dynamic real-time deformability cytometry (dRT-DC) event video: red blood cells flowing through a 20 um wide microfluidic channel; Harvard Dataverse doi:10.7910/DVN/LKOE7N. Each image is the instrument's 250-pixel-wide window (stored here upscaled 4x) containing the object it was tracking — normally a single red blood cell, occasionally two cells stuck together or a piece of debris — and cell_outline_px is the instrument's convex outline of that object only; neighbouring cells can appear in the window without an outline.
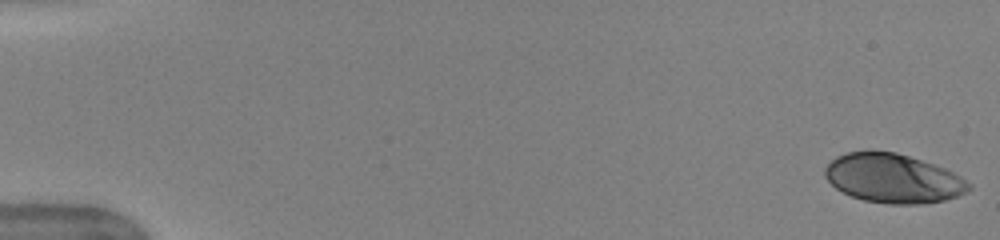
{"species": "human", "species_latin": "Homo sapiens", "temperature_condition": "warm", "stored_images_in_passage": 51, "camera_frame_rate_fps": 3000, "um_per_image_px": 0.085, "donor": {"sex": "female"}, "frame": {"image": 1, "passage_image": 1, "time_ms": 0.0, "image_size_px": [1000, 240], "cell_outline_px": [[972, 188], [968, 192], [944, 200], [924, 204], [888, 204], [864, 200], [852, 196], [836, 188], [824, 176], [824, 168], [836, 156], [848, 152], [868, 148], [872, 148], [896, 152], [944, 168], [960, 176], [972, 184]], "centroid_in_image_um": [75.9, 15.14], "position_along_channel_um": 9.1, "area_um2": 41.56}}
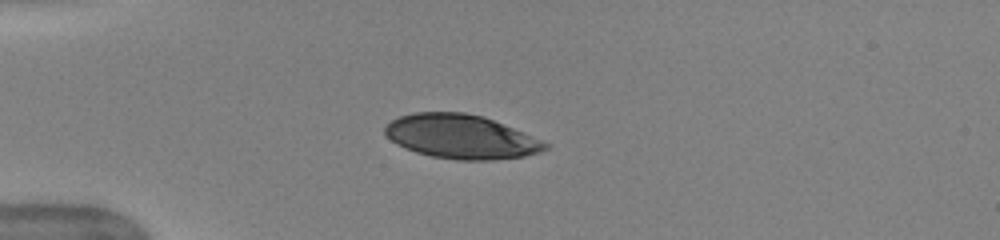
{"frame": {"image": 2, "passage_image": 14, "time_ms": 4.333, "image_size_px": [1000, 240], "cell_outline_px": [[548, 148], [540, 152], [524, 156], [492, 160], [456, 160], [432, 156], [416, 152], [404, 148], [396, 144], [384, 132], [384, 128], [392, 120], [400, 116], [416, 112], [464, 112], [484, 116], [524, 132], [548, 144]], "centroid_in_image_um": [39.19, 11.62], "position_along_channel_um": 45.8, "area_um2": 40.98}}
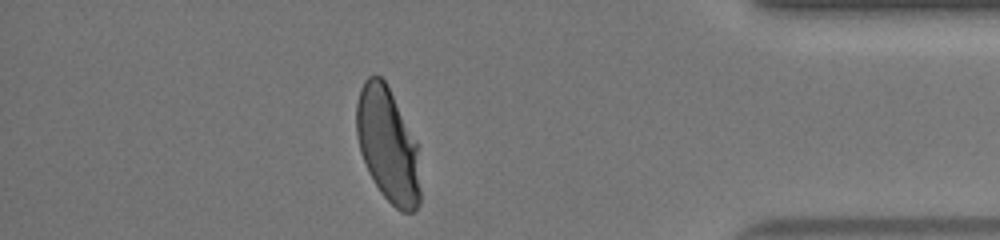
{"frame": {"image": 3, "passage_image": 45, "time_ms": 14.667, "image_size_px": [1000, 240], "cell_outline_px": [[420, 204], [412, 212], [400, 212], [380, 192], [368, 172], [360, 152], [356, 132], [356, 104], [360, 88], [364, 80], [368, 76], [380, 76], [384, 80], [416, 140], [420, 188]], "centroid_in_image_um": [32.94, 12.34], "position_along_channel_um": 402.3, "area_um2": 42.37}, "authors_computed_cell_mechanics": {"area_um2": 42.5408, "velocity_mm_per_s": 3.9875, "shape_relaxation_time_tau1_ms": 4.3378, "shape_relaxation_time_tau2_ms": null, "deformation_change_tau1": 0.1983, "deformation_change_tau2": null}}